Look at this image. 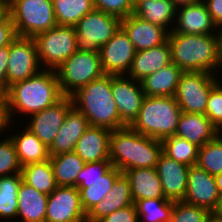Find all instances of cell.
Here are the masks:
<instances>
[{"instance_id": "cell-1", "label": "cell", "mask_w": 222, "mask_h": 222, "mask_svg": "<svg viewBox=\"0 0 222 222\" xmlns=\"http://www.w3.org/2000/svg\"><path fill=\"white\" fill-rule=\"evenodd\" d=\"M63 96L56 70L43 68L30 78L9 87L6 97L10 118L14 122L17 114L30 117L55 104Z\"/></svg>"}, {"instance_id": "cell-2", "label": "cell", "mask_w": 222, "mask_h": 222, "mask_svg": "<svg viewBox=\"0 0 222 222\" xmlns=\"http://www.w3.org/2000/svg\"><path fill=\"white\" fill-rule=\"evenodd\" d=\"M162 153L160 140L140 134L129 126L111 130L110 161L122 173L129 169L156 168Z\"/></svg>"}, {"instance_id": "cell-3", "label": "cell", "mask_w": 222, "mask_h": 222, "mask_svg": "<svg viewBox=\"0 0 222 222\" xmlns=\"http://www.w3.org/2000/svg\"><path fill=\"white\" fill-rule=\"evenodd\" d=\"M73 107L80 111L90 126L116 130L127 127L120 119L111 92V74L91 81L71 96Z\"/></svg>"}, {"instance_id": "cell-4", "label": "cell", "mask_w": 222, "mask_h": 222, "mask_svg": "<svg viewBox=\"0 0 222 222\" xmlns=\"http://www.w3.org/2000/svg\"><path fill=\"white\" fill-rule=\"evenodd\" d=\"M167 41L171 47V62L183 72L220 75L216 74L221 72L216 35L169 32Z\"/></svg>"}, {"instance_id": "cell-5", "label": "cell", "mask_w": 222, "mask_h": 222, "mask_svg": "<svg viewBox=\"0 0 222 222\" xmlns=\"http://www.w3.org/2000/svg\"><path fill=\"white\" fill-rule=\"evenodd\" d=\"M181 114L175 97L145 96L140 112L129 127L162 141L175 135Z\"/></svg>"}, {"instance_id": "cell-6", "label": "cell", "mask_w": 222, "mask_h": 222, "mask_svg": "<svg viewBox=\"0 0 222 222\" xmlns=\"http://www.w3.org/2000/svg\"><path fill=\"white\" fill-rule=\"evenodd\" d=\"M9 14L19 37L33 38L57 25L52 0H9Z\"/></svg>"}, {"instance_id": "cell-7", "label": "cell", "mask_w": 222, "mask_h": 222, "mask_svg": "<svg viewBox=\"0 0 222 222\" xmlns=\"http://www.w3.org/2000/svg\"><path fill=\"white\" fill-rule=\"evenodd\" d=\"M33 39L42 69L57 70L78 50L75 26L56 25Z\"/></svg>"}, {"instance_id": "cell-8", "label": "cell", "mask_w": 222, "mask_h": 222, "mask_svg": "<svg viewBox=\"0 0 222 222\" xmlns=\"http://www.w3.org/2000/svg\"><path fill=\"white\" fill-rule=\"evenodd\" d=\"M59 86L64 96L70 97L78 89L102 77L99 52L78 49L56 70Z\"/></svg>"}, {"instance_id": "cell-9", "label": "cell", "mask_w": 222, "mask_h": 222, "mask_svg": "<svg viewBox=\"0 0 222 222\" xmlns=\"http://www.w3.org/2000/svg\"><path fill=\"white\" fill-rule=\"evenodd\" d=\"M120 26V18L93 9L75 25L78 49L99 52Z\"/></svg>"}, {"instance_id": "cell-10", "label": "cell", "mask_w": 222, "mask_h": 222, "mask_svg": "<svg viewBox=\"0 0 222 222\" xmlns=\"http://www.w3.org/2000/svg\"><path fill=\"white\" fill-rule=\"evenodd\" d=\"M219 77L206 72H183L174 96L182 112L205 114L210 90Z\"/></svg>"}, {"instance_id": "cell-11", "label": "cell", "mask_w": 222, "mask_h": 222, "mask_svg": "<svg viewBox=\"0 0 222 222\" xmlns=\"http://www.w3.org/2000/svg\"><path fill=\"white\" fill-rule=\"evenodd\" d=\"M40 70L34 39L17 36L9 45L7 87L30 78Z\"/></svg>"}, {"instance_id": "cell-12", "label": "cell", "mask_w": 222, "mask_h": 222, "mask_svg": "<svg viewBox=\"0 0 222 222\" xmlns=\"http://www.w3.org/2000/svg\"><path fill=\"white\" fill-rule=\"evenodd\" d=\"M111 92L121 121L130 126L145 98L141 83L126 75H111Z\"/></svg>"}, {"instance_id": "cell-13", "label": "cell", "mask_w": 222, "mask_h": 222, "mask_svg": "<svg viewBox=\"0 0 222 222\" xmlns=\"http://www.w3.org/2000/svg\"><path fill=\"white\" fill-rule=\"evenodd\" d=\"M45 222H86L77 187L57 186L48 195Z\"/></svg>"}, {"instance_id": "cell-14", "label": "cell", "mask_w": 222, "mask_h": 222, "mask_svg": "<svg viewBox=\"0 0 222 222\" xmlns=\"http://www.w3.org/2000/svg\"><path fill=\"white\" fill-rule=\"evenodd\" d=\"M135 53L133 43L120 26L114 36L99 50L103 72L111 75H126Z\"/></svg>"}, {"instance_id": "cell-15", "label": "cell", "mask_w": 222, "mask_h": 222, "mask_svg": "<svg viewBox=\"0 0 222 222\" xmlns=\"http://www.w3.org/2000/svg\"><path fill=\"white\" fill-rule=\"evenodd\" d=\"M72 107L71 97L63 96L55 104L31 115L28 119L30 122L26 123L28 125H26V128L49 148L59 128L62 126L66 114Z\"/></svg>"}, {"instance_id": "cell-16", "label": "cell", "mask_w": 222, "mask_h": 222, "mask_svg": "<svg viewBox=\"0 0 222 222\" xmlns=\"http://www.w3.org/2000/svg\"><path fill=\"white\" fill-rule=\"evenodd\" d=\"M219 196L214 176L198 165L190 166L183 201L208 209L213 213L217 207Z\"/></svg>"}, {"instance_id": "cell-17", "label": "cell", "mask_w": 222, "mask_h": 222, "mask_svg": "<svg viewBox=\"0 0 222 222\" xmlns=\"http://www.w3.org/2000/svg\"><path fill=\"white\" fill-rule=\"evenodd\" d=\"M218 26L208 13L204 2L184 5L177 8L173 33L201 35H216Z\"/></svg>"}, {"instance_id": "cell-18", "label": "cell", "mask_w": 222, "mask_h": 222, "mask_svg": "<svg viewBox=\"0 0 222 222\" xmlns=\"http://www.w3.org/2000/svg\"><path fill=\"white\" fill-rule=\"evenodd\" d=\"M156 170L165 198L172 201H182L187 189L189 166L162 153Z\"/></svg>"}, {"instance_id": "cell-19", "label": "cell", "mask_w": 222, "mask_h": 222, "mask_svg": "<svg viewBox=\"0 0 222 222\" xmlns=\"http://www.w3.org/2000/svg\"><path fill=\"white\" fill-rule=\"evenodd\" d=\"M121 27L133 43L136 52L160 46L167 41L168 32L134 14L121 19Z\"/></svg>"}, {"instance_id": "cell-20", "label": "cell", "mask_w": 222, "mask_h": 222, "mask_svg": "<svg viewBox=\"0 0 222 222\" xmlns=\"http://www.w3.org/2000/svg\"><path fill=\"white\" fill-rule=\"evenodd\" d=\"M88 127L87 118L72 107L49 147L50 156L74 151L77 141Z\"/></svg>"}, {"instance_id": "cell-21", "label": "cell", "mask_w": 222, "mask_h": 222, "mask_svg": "<svg viewBox=\"0 0 222 222\" xmlns=\"http://www.w3.org/2000/svg\"><path fill=\"white\" fill-rule=\"evenodd\" d=\"M170 63L171 47L166 41L160 46L136 52L126 76L140 82Z\"/></svg>"}, {"instance_id": "cell-22", "label": "cell", "mask_w": 222, "mask_h": 222, "mask_svg": "<svg viewBox=\"0 0 222 222\" xmlns=\"http://www.w3.org/2000/svg\"><path fill=\"white\" fill-rule=\"evenodd\" d=\"M219 135L218 128L205 114L182 112L175 136L186 139L199 148Z\"/></svg>"}, {"instance_id": "cell-23", "label": "cell", "mask_w": 222, "mask_h": 222, "mask_svg": "<svg viewBox=\"0 0 222 222\" xmlns=\"http://www.w3.org/2000/svg\"><path fill=\"white\" fill-rule=\"evenodd\" d=\"M134 204L128 179L122 173L113 183L110 192L86 213V222H98L120 208Z\"/></svg>"}, {"instance_id": "cell-24", "label": "cell", "mask_w": 222, "mask_h": 222, "mask_svg": "<svg viewBox=\"0 0 222 222\" xmlns=\"http://www.w3.org/2000/svg\"><path fill=\"white\" fill-rule=\"evenodd\" d=\"M111 130L104 127L90 126L77 141L75 152L85 163L110 160L109 136Z\"/></svg>"}, {"instance_id": "cell-25", "label": "cell", "mask_w": 222, "mask_h": 222, "mask_svg": "<svg viewBox=\"0 0 222 222\" xmlns=\"http://www.w3.org/2000/svg\"><path fill=\"white\" fill-rule=\"evenodd\" d=\"M177 8L172 0H136L133 14L169 33L173 31Z\"/></svg>"}, {"instance_id": "cell-26", "label": "cell", "mask_w": 222, "mask_h": 222, "mask_svg": "<svg viewBox=\"0 0 222 222\" xmlns=\"http://www.w3.org/2000/svg\"><path fill=\"white\" fill-rule=\"evenodd\" d=\"M123 174L129 181L134 203L141 199L165 198L156 168L129 169Z\"/></svg>"}, {"instance_id": "cell-27", "label": "cell", "mask_w": 222, "mask_h": 222, "mask_svg": "<svg viewBox=\"0 0 222 222\" xmlns=\"http://www.w3.org/2000/svg\"><path fill=\"white\" fill-rule=\"evenodd\" d=\"M48 195L21 182L17 195V217L21 222H45Z\"/></svg>"}, {"instance_id": "cell-28", "label": "cell", "mask_w": 222, "mask_h": 222, "mask_svg": "<svg viewBox=\"0 0 222 222\" xmlns=\"http://www.w3.org/2000/svg\"><path fill=\"white\" fill-rule=\"evenodd\" d=\"M23 129L9 135L15 146L20 165L23 167L30 163L49 160V148L28 128L23 127Z\"/></svg>"}, {"instance_id": "cell-29", "label": "cell", "mask_w": 222, "mask_h": 222, "mask_svg": "<svg viewBox=\"0 0 222 222\" xmlns=\"http://www.w3.org/2000/svg\"><path fill=\"white\" fill-rule=\"evenodd\" d=\"M183 71L170 63L140 81L145 96L174 97Z\"/></svg>"}, {"instance_id": "cell-30", "label": "cell", "mask_w": 222, "mask_h": 222, "mask_svg": "<svg viewBox=\"0 0 222 222\" xmlns=\"http://www.w3.org/2000/svg\"><path fill=\"white\" fill-rule=\"evenodd\" d=\"M121 174L122 172L113 166L105 175L101 176V179L95 182H82L77 187L80 193L81 205L85 213L106 197L114 181Z\"/></svg>"}, {"instance_id": "cell-31", "label": "cell", "mask_w": 222, "mask_h": 222, "mask_svg": "<svg viewBox=\"0 0 222 222\" xmlns=\"http://www.w3.org/2000/svg\"><path fill=\"white\" fill-rule=\"evenodd\" d=\"M50 162L57 186H75L78 173L85 162L75 152H67L50 156Z\"/></svg>"}, {"instance_id": "cell-32", "label": "cell", "mask_w": 222, "mask_h": 222, "mask_svg": "<svg viewBox=\"0 0 222 222\" xmlns=\"http://www.w3.org/2000/svg\"><path fill=\"white\" fill-rule=\"evenodd\" d=\"M23 182L37 191L49 195L57 187L50 159L41 163H30L21 169Z\"/></svg>"}, {"instance_id": "cell-33", "label": "cell", "mask_w": 222, "mask_h": 222, "mask_svg": "<svg viewBox=\"0 0 222 222\" xmlns=\"http://www.w3.org/2000/svg\"><path fill=\"white\" fill-rule=\"evenodd\" d=\"M57 25L75 26L94 9L92 0H52Z\"/></svg>"}, {"instance_id": "cell-34", "label": "cell", "mask_w": 222, "mask_h": 222, "mask_svg": "<svg viewBox=\"0 0 222 222\" xmlns=\"http://www.w3.org/2000/svg\"><path fill=\"white\" fill-rule=\"evenodd\" d=\"M22 181L21 173L0 177V220L16 219L17 195Z\"/></svg>"}, {"instance_id": "cell-35", "label": "cell", "mask_w": 222, "mask_h": 222, "mask_svg": "<svg viewBox=\"0 0 222 222\" xmlns=\"http://www.w3.org/2000/svg\"><path fill=\"white\" fill-rule=\"evenodd\" d=\"M139 222H169L174 201L166 198H148L135 202Z\"/></svg>"}, {"instance_id": "cell-36", "label": "cell", "mask_w": 222, "mask_h": 222, "mask_svg": "<svg viewBox=\"0 0 222 222\" xmlns=\"http://www.w3.org/2000/svg\"><path fill=\"white\" fill-rule=\"evenodd\" d=\"M161 142L163 153L169 158L189 167L197 164L199 147L195 144L175 135L167 137Z\"/></svg>"}, {"instance_id": "cell-37", "label": "cell", "mask_w": 222, "mask_h": 222, "mask_svg": "<svg viewBox=\"0 0 222 222\" xmlns=\"http://www.w3.org/2000/svg\"><path fill=\"white\" fill-rule=\"evenodd\" d=\"M212 176L222 173V135L206 142L198 150L197 164Z\"/></svg>"}, {"instance_id": "cell-38", "label": "cell", "mask_w": 222, "mask_h": 222, "mask_svg": "<svg viewBox=\"0 0 222 222\" xmlns=\"http://www.w3.org/2000/svg\"><path fill=\"white\" fill-rule=\"evenodd\" d=\"M212 213L205 208L182 201H174L169 222H206Z\"/></svg>"}, {"instance_id": "cell-39", "label": "cell", "mask_w": 222, "mask_h": 222, "mask_svg": "<svg viewBox=\"0 0 222 222\" xmlns=\"http://www.w3.org/2000/svg\"><path fill=\"white\" fill-rule=\"evenodd\" d=\"M4 136L0 139V177L21 173L22 169L12 140Z\"/></svg>"}, {"instance_id": "cell-40", "label": "cell", "mask_w": 222, "mask_h": 222, "mask_svg": "<svg viewBox=\"0 0 222 222\" xmlns=\"http://www.w3.org/2000/svg\"><path fill=\"white\" fill-rule=\"evenodd\" d=\"M94 9L111 14L120 19L133 14L134 0H92Z\"/></svg>"}, {"instance_id": "cell-41", "label": "cell", "mask_w": 222, "mask_h": 222, "mask_svg": "<svg viewBox=\"0 0 222 222\" xmlns=\"http://www.w3.org/2000/svg\"><path fill=\"white\" fill-rule=\"evenodd\" d=\"M205 115L217 128L222 125V81L210 90Z\"/></svg>"}, {"instance_id": "cell-42", "label": "cell", "mask_w": 222, "mask_h": 222, "mask_svg": "<svg viewBox=\"0 0 222 222\" xmlns=\"http://www.w3.org/2000/svg\"><path fill=\"white\" fill-rule=\"evenodd\" d=\"M113 164L110 160H101L96 162L85 163L84 168L78 173L76 178V187L82 182H95L105 175Z\"/></svg>"}, {"instance_id": "cell-43", "label": "cell", "mask_w": 222, "mask_h": 222, "mask_svg": "<svg viewBox=\"0 0 222 222\" xmlns=\"http://www.w3.org/2000/svg\"><path fill=\"white\" fill-rule=\"evenodd\" d=\"M98 222H139L135 203L104 216Z\"/></svg>"}, {"instance_id": "cell-44", "label": "cell", "mask_w": 222, "mask_h": 222, "mask_svg": "<svg viewBox=\"0 0 222 222\" xmlns=\"http://www.w3.org/2000/svg\"><path fill=\"white\" fill-rule=\"evenodd\" d=\"M9 59V46L0 48V96H6L7 87V64Z\"/></svg>"}, {"instance_id": "cell-45", "label": "cell", "mask_w": 222, "mask_h": 222, "mask_svg": "<svg viewBox=\"0 0 222 222\" xmlns=\"http://www.w3.org/2000/svg\"><path fill=\"white\" fill-rule=\"evenodd\" d=\"M17 37L10 15L0 23V48L9 46Z\"/></svg>"}, {"instance_id": "cell-46", "label": "cell", "mask_w": 222, "mask_h": 222, "mask_svg": "<svg viewBox=\"0 0 222 222\" xmlns=\"http://www.w3.org/2000/svg\"><path fill=\"white\" fill-rule=\"evenodd\" d=\"M11 124H13V122L9 114L7 97L0 96V136L2 135L1 133L5 132V129H11ZM2 137L3 136L0 138Z\"/></svg>"}, {"instance_id": "cell-47", "label": "cell", "mask_w": 222, "mask_h": 222, "mask_svg": "<svg viewBox=\"0 0 222 222\" xmlns=\"http://www.w3.org/2000/svg\"><path fill=\"white\" fill-rule=\"evenodd\" d=\"M214 23L222 26V0H203Z\"/></svg>"}, {"instance_id": "cell-48", "label": "cell", "mask_w": 222, "mask_h": 222, "mask_svg": "<svg viewBox=\"0 0 222 222\" xmlns=\"http://www.w3.org/2000/svg\"><path fill=\"white\" fill-rule=\"evenodd\" d=\"M9 15V0H0V23Z\"/></svg>"}, {"instance_id": "cell-49", "label": "cell", "mask_w": 222, "mask_h": 222, "mask_svg": "<svg viewBox=\"0 0 222 222\" xmlns=\"http://www.w3.org/2000/svg\"><path fill=\"white\" fill-rule=\"evenodd\" d=\"M216 38H217L218 58H219L220 67L222 69V26L218 27L216 32Z\"/></svg>"}, {"instance_id": "cell-50", "label": "cell", "mask_w": 222, "mask_h": 222, "mask_svg": "<svg viewBox=\"0 0 222 222\" xmlns=\"http://www.w3.org/2000/svg\"><path fill=\"white\" fill-rule=\"evenodd\" d=\"M173 3L177 6H184V5H193L200 2H203V0H172Z\"/></svg>"}, {"instance_id": "cell-51", "label": "cell", "mask_w": 222, "mask_h": 222, "mask_svg": "<svg viewBox=\"0 0 222 222\" xmlns=\"http://www.w3.org/2000/svg\"><path fill=\"white\" fill-rule=\"evenodd\" d=\"M212 215L216 216L218 218H222V194H220V196H219V201H218L217 207L214 210V212L212 213Z\"/></svg>"}, {"instance_id": "cell-52", "label": "cell", "mask_w": 222, "mask_h": 222, "mask_svg": "<svg viewBox=\"0 0 222 222\" xmlns=\"http://www.w3.org/2000/svg\"><path fill=\"white\" fill-rule=\"evenodd\" d=\"M219 195L222 194V173L214 176Z\"/></svg>"}, {"instance_id": "cell-53", "label": "cell", "mask_w": 222, "mask_h": 222, "mask_svg": "<svg viewBox=\"0 0 222 222\" xmlns=\"http://www.w3.org/2000/svg\"><path fill=\"white\" fill-rule=\"evenodd\" d=\"M206 222H222V219L211 215L210 218Z\"/></svg>"}, {"instance_id": "cell-54", "label": "cell", "mask_w": 222, "mask_h": 222, "mask_svg": "<svg viewBox=\"0 0 222 222\" xmlns=\"http://www.w3.org/2000/svg\"><path fill=\"white\" fill-rule=\"evenodd\" d=\"M219 134L222 135V125L218 128Z\"/></svg>"}]
</instances>
